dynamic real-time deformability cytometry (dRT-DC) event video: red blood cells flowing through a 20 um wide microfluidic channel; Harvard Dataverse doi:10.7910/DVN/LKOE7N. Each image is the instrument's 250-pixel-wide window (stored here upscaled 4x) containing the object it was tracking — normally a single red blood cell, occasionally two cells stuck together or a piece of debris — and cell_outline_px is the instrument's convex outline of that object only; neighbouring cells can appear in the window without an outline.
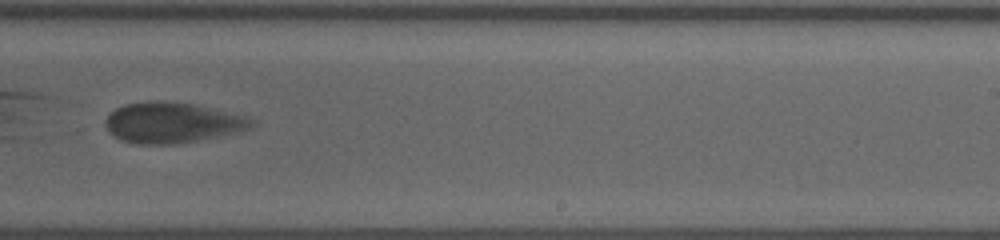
{"species": "human", "species_latin": "Homo sapiens", "temperature_condition": "warm", "stored_images_in_passage": 54, "camera_frame_rate_fps": 3000, "um_per_image_px": 0.085, "donor": {"sex": "female"}, "frame": {"image": 1, "passage_image": 36, "time_ms": 14.0, "image_size_px": [1000, 240], "cell_outline_px": [[256, 124], [252, 128], [240, 132], [176, 144], [136, 144], [120, 140], [112, 136], [108, 132], [104, 124], [104, 120], [116, 108], [124, 104], [156, 100], [164, 100], [192, 104], [248, 116], [256, 120]], "centroid_in_image_um": [14.65, 10.43], "position_along_channel_um": 274.4, "area_um2": 34.97}}